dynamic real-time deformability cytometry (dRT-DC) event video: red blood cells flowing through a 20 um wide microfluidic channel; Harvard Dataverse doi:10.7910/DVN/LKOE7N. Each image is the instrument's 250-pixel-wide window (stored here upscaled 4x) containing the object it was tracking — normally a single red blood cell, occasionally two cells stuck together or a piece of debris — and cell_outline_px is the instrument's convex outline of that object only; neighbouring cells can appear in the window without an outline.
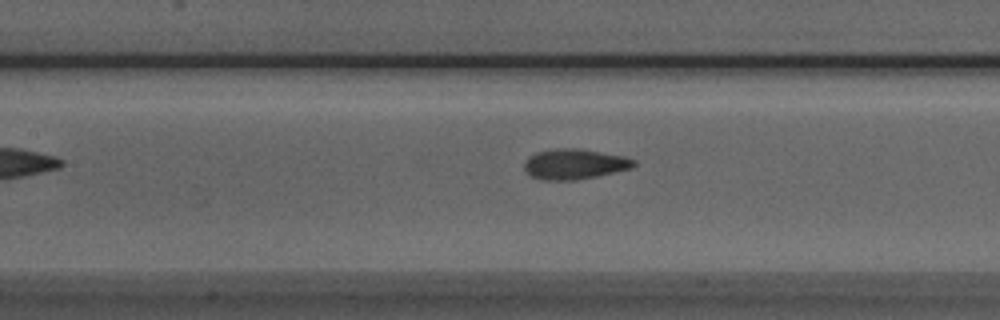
{"species": "Egyptian fruit bat (a non-hibernating species)", "species_latin": "Rousettus aegyptiacus", "temperature_condition": "room temperature", "stored_images_in_passage": 34, "camera_frame_rate_fps": 3000, "um_per_image_px": 0.085, "animal": {"sex": "male"}, "frame": {"image": 1, "passage_image": 8, "time_ms": 2.333, "image_size_px": [1000, 320], "cell_outline_px": [[636, 164], [632, 168], [596, 176], [572, 180], [544, 180], [532, 176], [524, 168], [524, 160], [528, 156], [536, 152], [556, 148], [580, 148], [624, 156], [636, 160]], "centroid_in_image_um": [48.83, 13.93], "position_along_channel_um": 158.6, "area_um2": 19.36}}
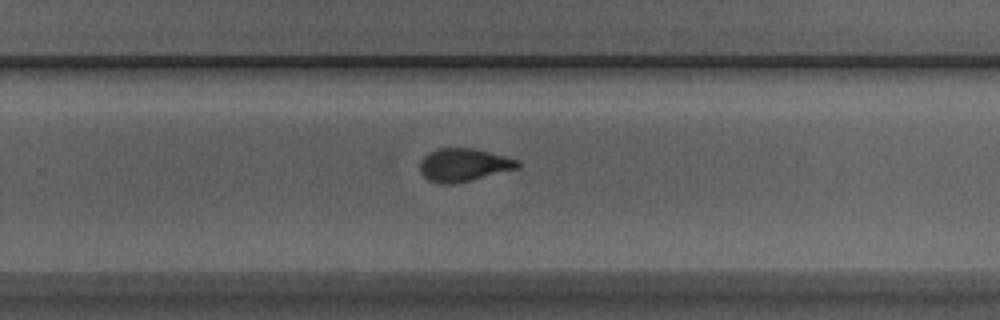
{"frame": {"image": 2, "passage_image": 18, "time_ms": 5.667, "image_size_px": [1000, 320], "cell_outline_px": [[520, 168], [452, 184], [440, 184], [428, 180], [420, 172], [420, 160], [428, 152], [440, 148], [472, 148], [520, 160]], "centroid_in_image_um": [39.4, 14.02], "position_along_channel_um": 290.4, "area_um2": 18.73}}
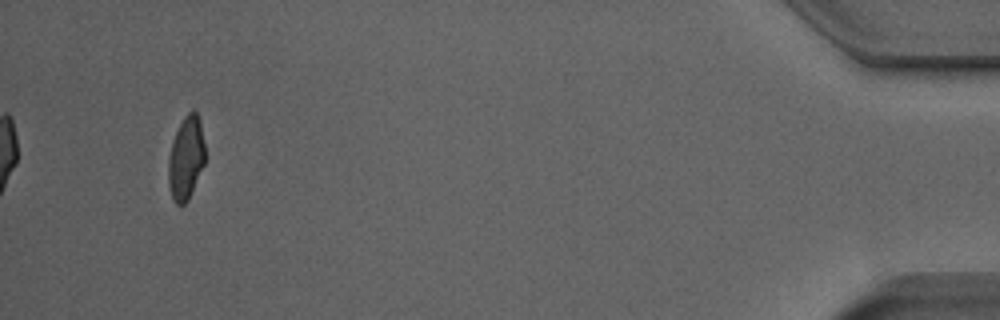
{"frame": {"image": 3, "passage_image": 34, "time_ms": 11.0, "image_size_px": [1000, 320], "cell_outline_px": [[204, 164], [188, 200], [184, 204], [176, 204], [172, 200], [168, 184], [168, 156], [176, 132], [184, 116], [192, 108], [196, 112], [200, 120], [204, 144]], "centroid_in_image_um": [15.79, 13.44], "position_along_channel_um": 419.4, "area_um2": 17.74}, "authors_computed_cell_mechanics": {"area_um2": 18.9006, "velocity_mm_per_s": 3.9671, "shape_relaxation_time_tau1_ms": 6.5383, "shape_relaxation_time_tau2_ms": 1.26, "deformation_change_tau1": 0.1791, "deformation_change_tau2": 0.0695}}